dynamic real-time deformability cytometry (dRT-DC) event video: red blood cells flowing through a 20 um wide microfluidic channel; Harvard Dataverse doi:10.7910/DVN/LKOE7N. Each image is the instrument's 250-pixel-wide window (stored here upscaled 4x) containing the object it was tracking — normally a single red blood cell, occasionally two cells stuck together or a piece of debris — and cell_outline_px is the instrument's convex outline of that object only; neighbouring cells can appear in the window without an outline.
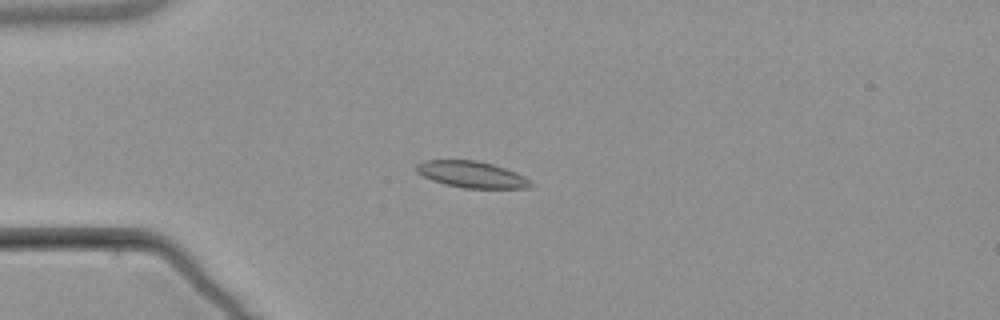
{"species": "common noctule bat (a hibernating species)", "species_latin": "Nyctalus noctula", "temperature_condition": "warm", "stored_images_in_passage": 5, "camera_frame_rate_fps": 3000, "um_per_image_px": 0.085, "animal": {"sex": "male", "body_mass_g": 21.5, "forearm_length_mm": 52.0}, "frame": {"image": 1, "passage_image": 4, "time_ms": 4.333, "image_size_px": [1000, 320], "cell_outline_px": [[536, 184], [528, 188], [464, 188], [444, 184], [432, 180], [416, 172], [416, 164], [424, 160], [476, 160], [492, 164], [516, 172], [532, 180]], "centroid_in_image_um": [40.12, 14.83], "position_along_channel_um": 44.9, "area_um2": 17.74}}